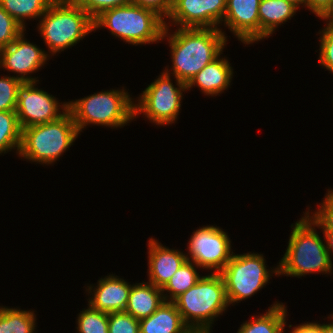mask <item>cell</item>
Returning a JSON list of instances; mask_svg holds the SVG:
<instances>
[{
	"label": "cell",
	"mask_w": 333,
	"mask_h": 333,
	"mask_svg": "<svg viewBox=\"0 0 333 333\" xmlns=\"http://www.w3.org/2000/svg\"><path fill=\"white\" fill-rule=\"evenodd\" d=\"M165 24L162 40L169 37L174 78L188 84L207 64L222 54L226 36L220 28H178L168 34ZM169 35V36H168Z\"/></svg>",
	"instance_id": "6da1fadb"
},
{
	"label": "cell",
	"mask_w": 333,
	"mask_h": 333,
	"mask_svg": "<svg viewBox=\"0 0 333 333\" xmlns=\"http://www.w3.org/2000/svg\"><path fill=\"white\" fill-rule=\"evenodd\" d=\"M314 227L316 223L308 211L294 224L287 250L278 265L279 275L300 277L314 272L331 273L330 255Z\"/></svg>",
	"instance_id": "7a4b0ae2"
},
{
	"label": "cell",
	"mask_w": 333,
	"mask_h": 333,
	"mask_svg": "<svg viewBox=\"0 0 333 333\" xmlns=\"http://www.w3.org/2000/svg\"><path fill=\"white\" fill-rule=\"evenodd\" d=\"M173 302L190 330H210L215 318L229 305L223 277L214 272L202 276Z\"/></svg>",
	"instance_id": "3957f363"
},
{
	"label": "cell",
	"mask_w": 333,
	"mask_h": 333,
	"mask_svg": "<svg viewBox=\"0 0 333 333\" xmlns=\"http://www.w3.org/2000/svg\"><path fill=\"white\" fill-rule=\"evenodd\" d=\"M165 24L156 12L133 3L108 9L93 20L94 30L106 27L133 45L162 40Z\"/></svg>",
	"instance_id": "277c9868"
},
{
	"label": "cell",
	"mask_w": 333,
	"mask_h": 333,
	"mask_svg": "<svg viewBox=\"0 0 333 333\" xmlns=\"http://www.w3.org/2000/svg\"><path fill=\"white\" fill-rule=\"evenodd\" d=\"M40 18V34L53 55L94 31L93 19L73 0H54Z\"/></svg>",
	"instance_id": "5b68a950"
},
{
	"label": "cell",
	"mask_w": 333,
	"mask_h": 333,
	"mask_svg": "<svg viewBox=\"0 0 333 333\" xmlns=\"http://www.w3.org/2000/svg\"><path fill=\"white\" fill-rule=\"evenodd\" d=\"M78 134L67 110L55 121L23 128L19 155L32 162L51 164L72 145Z\"/></svg>",
	"instance_id": "8992f818"
},
{
	"label": "cell",
	"mask_w": 333,
	"mask_h": 333,
	"mask_svg": "<svg viewBox=\"0 0 333 333\" xmlns=\"http://www.w3.org/2000/svg\"><path fill=\"white\" fill-rule=\"evenodd\" d=\"M128 92L110 90L94 93L76 101L67 102L68 111L79 133L88 124L122 127L135 117V108Z\"/></svg>",
	"instance_id": "52a82bcc"
},
{
	"label": "cell",
	"mask_w": 333,
	"mask_h": 333,
	"mask_svg": "<svg viewBox=\"0 0 333 333\" xmlns=\"http://www.w3.org/2000/svg\"><path fill=\"white\" fill-rule=\"evenodd\" d=\"M270 272L279 276L278 267L267 271L262 254L246 253L232 255L220 272L225 283L229 304L245 300L263 288L270 279Z\"/></svg>",
	"instance_id": "ba28073f"
},
{
	"label": "cell",
	"mask_w": 333,
	"mask_h": 333,
	"mask_svg": "<svg viewBox=\"0 0 333 333\" xmlns=\"http://www.w3.org/2000/svg\"><path fill=\"white\" fill-rule=\"evenodd\" d=\"M164 71L143 91L138 104H134L135 117L143 113L157 125L175 122L181 107L182 93L187 89L186 84L177 78V87H174L168 69Z\"/></svg>",
	"instance_id": "9c48e42d"
},
{
	"label": "cell",
	"mask_w": 333,
	"mask_h": 333,
	"mask_svg": "<svg viewBox=\"0 0 333 333\" xmlns=\"http://www.w3.org/2000/svg\"><path fill=\"white\" fill-rule=\"evenodd\" d=\"M188 244L190 258L187 254V260L195 263L197 268L215 269L214 273H220L233 255L227 233L215 226L194 231Z\"/></svg>",
	"instance_id": "30bf717a"
},
{
	"label": "cell",
	"mask_w": 333,
	"mask_h": 333,
	"mask_svg": "<svg viewBox=\"0 0 333 333\" xmlns=\"http://www.w3.org/2000/svg\"><path fill=\"white\" fill-rule=\"evenodd\" d=\"M35 86L36 82H22L17 89L15 112L21 129L55 121L68 110V103L59 105L54 96Z\"/></svg>",
	"instance_id": "8fae6325"
},
{
	"label": "cell",
	"mask_w": 333,
	"mask_h": 333,
	"mask_svg": "<svg viewBox=\"0 0 333 333\" xmlns=\"http://www.w3.org/2000/svg\"><path fill=\"white\" fill-rule=\"evenodd\" d=\"M225 11L226 0H172L168 18L180 28H217Z\"/></svg>",
	"instance_id": "7c38bea8"
},
{
	"label": "cell",
	"mask_w": 333,
	"mask_h": 333,
	"mask_svg": "<svg viewBox=\"0 0 333 333\" xmlns=\"http://www.w3.org/2000/svg\"><path fill=\"white\" fill-rule=\"evenodd\" d=\"M48 54L36 44L24 39V31L8 46L1 48L0 67L19 74L22 82H37L36 78L25 76L44 65ZM21 74V76H20Z\"/></svg>",
	"instance_id": "4fadbf2b"
},
{
	"label": "cell",
	"mask_w": 333,
	"mask_h": 333,
	"mask_svg": "<svg viewBox=\"0 0 333 333\" xmlns=\"http://www.w3.org/2000/svg\"><path fill=\"white\" fill-rule=\"evenodd\" d=\"M259 4L260 0H226L224 25L244 44L260 41Z\"/></svg>",
	"instance_id": "5bb4252c"
},
{
	"label": "cell",
	"mask_w": 333,
	"mask_h": 333,
	"mask_svg": "<svg viewBox=\"0 0 333 333\" xmlns=\"http://www.w3.org/2000/svg\"><path fill=\"white\" fill-rule=\"evenodd\" d=\"M148 245L149 282L162 289L187 260V255L178 250L166 248L153 238L149 239Z\"/></svg>",
	"instance_id": "9a60e30c"
},
{
	"label": "cell",
	"mask_w": 333,
	"mask_h": 333,
	"mask_svg": "<svg viewBox=\"0 0 333 333\" xmlns=\"http://www.w3.org/2000/svg\"><path fill=\"white\" fill-rule=\"evenodd\" d=\"M131 287L124 279L109 275L98 281L88 305L105 313L125 311Z\"/></svg>",
	"instance_id": "2e32d148"
},
{
	"label": "cell",
	"mask_w": 333,
	"mask_h": 333,
	"mask_svg": "<svg viewBox=\"0 0 333 333\" xmlns=\"http://www.w3.org/2000/svg\"><path fill=\"white\" fill-rule=\"evenodd\" d=\"M229 63L225 58L220 59L219 55L191 79L186 85L187 90L196 84L207 96L222 93L230 85L233 76V69Z\"/></svg>",
	"instance_id": "e0dca14e"
},
{
	"label": "cell",
	"mask_w": 333,
	"mask_h": 333,
	"mask_svg": "<svg viewBox=\"0 0 333 333\" xmlns=\"http://www.w3.org/2000/svg\"><path fill=\"white\" fill-rule=\"evenodd\" d=\"M162 289L150 282L132 285L125 312L135 319H143L152 315L169 297Z\"/></svg>",
	"instance_id": "ac0fdd59"
},
{
	"label": "cell",
	"mask_w": 333,
	"mask_h": 333,
	"mask_svg": "<svg viewBox=\"0 0 333 333\" xmlns=\"http://www.w3.org/2000/svg\"><path fill=\"white\" fill-rule=\"evenodd\" d=\"M140 333H188L190 329L182 320L177 306L164 301L149 317L139 320Z\"/></svg>",
	"instance_id": "d6986e66"
},
{
	"label": "cell",
	"mask_w": 333,
	"mask_h": 333,
	"mask_svg": "<svg viewBox=\"0 0 333 333\" xmlns=\"http://www.w3.org/2000/svg\"><path fill=\"white\" fill-rule=\"evenodd\" d=\"M297 9L286 0H260L258 8L260 39L269 37L279 24L291 19Z\"/></svg>",
	"instance_id": "ffe728a7"
},
{
	"label": "cell",
	"mask_w": 333,
	"mask_h": 333,
	"mask_svg": "<svg viewBox=\"0 0 333 333\" xmlns=\"http://www.w3.org/2000/svg\"><path fill=\"white\" fill-rule=\"evenodd\" d=\"M286 311L283 303H274L264 315L241 324L237 333H284Z\"/></svg>",
	"instance_id": "44dd1931"
},
{
	"label": "cell",
	"mask_w": 333,
	"mask_h": 333,
	"mask_svg": "<svg viewBox=\"0 0 333 333\" xmlns=\"http://www.w3.org/2000/svg\"><path fill=\"white\" fill-rule=\"evenodd\" d=\"M54 0H0V6L24 29L25 19L40 18Z\"/></svg>",
	"instance_id": "7402d4cb"
},
{
	"label": "cell",
	"mask_w": 333,
	"mask_h": 333,
	"mask_svg": "<svg viewBox=\"0 0 333 333\" xmlns=\"http://www.w3.org/2000/svg\"><path fill=\"white\" fill-rule=\"evenodd\" d=\"M35 319L32 311L0 307V333H34Z\"/></svg>",
	"instance_id": "603a6c76"
},
{
	"label": "cell",
	"mask_w": 333,
	"mask_h": 333,
	"mask_svg": "<svg viewBox=\"0 0 333 333\" xmlns=\"http://www.w3.org/2000/svg\"><path fill=\"white\" fill-rule=\"evenodd\" d=\"M197 266L192 261L186 260L181 267L172 275L170 280L162 288V292H169L170 297L164 298L165 301H174L182 293L194 286L201 278L195 268Z\"/></svg>",
	"instance_id": "cb8c5ba5"
},
{
	"label": "cell",
	"mask_w": 333,
	"mask_h": 333,
	"mask_svg": "<svg viewBox=\"0 0 333 333\" xmlns=\"http://www.w3.org/2000/svg\"><path fill=\"white\" fill-rule=\"evenodd\" d=\"M22 129L15 111H0V154L9 150L20 151Z\"/></svg>",
	"instance_id": "d4e9b609"
},
{
	"label": "cell",
	"mask_w": 333,
	"mask_h": 333,
	"mask_svg": "<svg viewBox=\"0 0 333 333\" xmlns=\"http://www.w3.org/2000/svg\"><path fill=\"white\" fill-rule=\"evenodd\" d=\"M88 306L89 308L81 311L78 316L77 329L79 333H109L108 313Z\"/></svg>",
	"instance_id": "484cf974"
},
{
	"label": "cell",
	"mask_w": 333,
	"mask_h": 333,
	"mask_svg": "<svg viewBox=\"0 0 333 333\" xmlns=\"http://www.w3.org/2000/svg\"><path fill=\"white\" fill-rule=\"evenodd\" d=\"M22 83L18 76L0 78V111H15L17 106V89Z\"/></svg>",
	"instance_id": "4316f807"
},
{
	"label": "cell",
	"mask_w": 333,
	"mask_h": 333,
	"mask_svg": "<svg viewBox=\"0 0 333 333\" xmlns=\"http://www.w3.org/2000/svg\"><path fill=\"white\" fill-rule=\"evenodd\" d=\"M108 330L109 333H140L139 320L125 311L108 313Z\"/></svg>",
	"instance_id": "83f0119b"
},
{
	"label": "cell",
	"mask_w": 333,
	"mask_h": 333,
	"mask_svg": "<svg viewBox=\"0 0 333 333\" xmlns=\"http://www.w3.org/2000/svg\"><path fill=\"white\" fill-rule=\"evenodd\" d=\"M24 28L0 6V47L10 45Z\"/></svg>",
	"instance_id": "f1b7e54d"
},
{
	"label": "cell",
	"mask_w": 333,
	"mask_h": 333,
	"mask_svg": "<svg viewBox=\"0 0 333 333\" xmlns=\"http://www.w3.org/2000/svg\"><path fill=\"white\" fill-rule=\"evenodd\" d=\"M319 209L310 216L323 231H333V190L328 191Z\"/></svg>",
	"instance_id": "f546056e"
},
{
	"label": "cell",
	"mask_w": 333,
	"mask_h": 333,
	"mask_svg": "<svg viewBox=\"0 0 333 333\" xmlns=\"http://www.w3.org/2000/svg\"><path fill=\"white\" fill-rule=\"evenodd\" d=\"M321 33L319 64L333 73V23H328Z\"/></svg>",
	"instance_id": "4dcf8cb0"
},
{
	"label": "cell",
	"mask_w": 333,
	"mask_h": 333,
	"mask_svg": "<svg viewBox=\"0 0 333 333\" xmlns=\"http://www.w3.org/2000/svg\"><path fill=\"white\" fill-rule=\"evenodd\" d=\"M94 20L102 12L130 3V0H73Z\"/></svg>",
	"instance_id": "1f68e13d"
},
{
	"label": "cell",
	"mask_w": 333,
	"mask_h": 333,
	"mask_svg": "<svg viewBox=\"0 0 333 333\" xmlns=\"http://www.w3.org/2000/svg\"><path fill=\"white\" fill-rule=\"evenodd\" d=\"M130 3L150 9L163 19L168 18L172 9V0H130Z\"/></svg>",
	"instance_id": "d6a6232c"
},
{
	"label": "cell",
	"mask_w": 333,
	"mask_h": 333,
	"mask_svg": "<svg viewBox=\"0 0 333 333\" xmlns=\"http://www.w3.org/2000/svg\"><path fill=\"white\" fill-rule=\"evenodd\" d=\"M290 333H322V325L318 323H304L294 327Z\"/></svg>",
	"instance_id": "836d02e7"
},
{
	"label": "cell",
	"mask_w": 333,
	"mask_h": 333,
	"mask_svg": "<svg viewBox=\"0 0 333 333\" xmlns=\"http://www.w3.org/2000/svg\"><path fill=\"white\" fill-rule=\"evenodd\" d=\"M332 0H308V8L318 17L328 8Z\"/></svg>",
	"instance_id": "e575fe53"
},
{
	"label": "cell",
	"mask_w": 333,
	"mask_h": 333,
	"mask_svg": "<svg viewBox=\"0 0 333 333\" xmlns=\"http://www.w3.org/2000/svg\"><path fill=\"white\" fill-rule=\"evenodd\" d=\"M323 234L326 242V249L330 255L333 252V231H323Z\"/></svg>",
	"instance_id": "d590c367"
},
{
	"label": "cell",
	"mask_w": 333,
	"mask_h": 333,
	"mask_svg": "<svg viewBox=\"0 0 333 333\" xmlns=\"http://www.w3.org/2000/svg\"><path fill=\"white\" fill-rule=\"evenodd\" d=\"M319 17L323 18L324 20H329L327 21L329 23H333V0L331 1L328 8Z\"/></svg>",
	"instance_id": "8d00e7d4"
},
{
	"label": "cell",
	"mask_w": 333,
	"mask_h": 333,
	"mask_svg": "<svg viewBox=\"0 0 333 333\" xmlns=\"http://www.w3.org/2000/svg\"><path fill=\"white\" fill-rule=\"evenodd\" d=\"M287 2L293 4L296 8L299 9L300 4L305 5L308 7V0H286Z\"/></svg>",
	"instance_id": "74e56055"
},
{
	"label": "cell",
	"mask_w": 333,
	"mask_h": 333,
	"mask_svg": "<svg viewBox=\"0 0 333 333\" xmlns=\"http://www.w3.org/2000/svg\"><path fill=\"white\" fill-rule=\"evenodd\" d=\"M331 318L333 319V315L331 316ZM321 325H322V333H333V322L330 324H321Z\"/></svg>",
	"instance_id": "f35d334b"
},
{
	"label": "cell",
	"mask_w": 333,
	"mask_h": 333,
	"mask_svg": "<svg viewBox=\"0 0 333 333\" xmlns=\"http://www.w3.org/2000/svg\"><path fill=\"white\" fill-rule=\"evenodd\" d=\"M188 333H210V330H190Z\"/></svg>",
	"instance_id": "ab89813d"
}]
</instances>
